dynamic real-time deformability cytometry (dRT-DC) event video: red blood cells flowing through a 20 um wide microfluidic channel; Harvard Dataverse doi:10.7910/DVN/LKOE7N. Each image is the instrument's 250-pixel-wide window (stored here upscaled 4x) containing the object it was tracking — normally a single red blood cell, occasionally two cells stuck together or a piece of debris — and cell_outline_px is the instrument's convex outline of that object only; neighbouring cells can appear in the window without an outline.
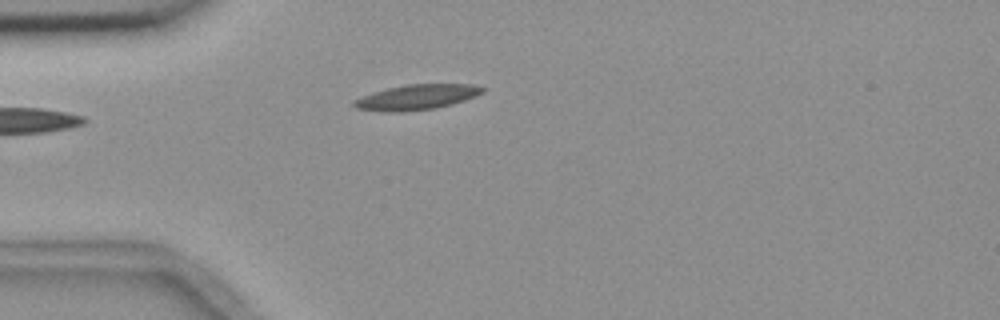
{"species": "common noctule bat (a hibernating species)", "species_latin": "Nyctalus noctula", "temperature_condition": "room temperature", "stored_images_in_passage": 5, "camera_frame_rate_fps": 3000, "um_per_image_px": 0.085, "animal": {"sex": "female", "body_mass_g": 18.4}, "frame": {"image": 1, "passage_image": 5, "time_ms": 4.667, "image_size_px": [1000, 320], "cell_outline_px": [[484, 92], [476, 96], [452, 104], [436, 108], [400, 112], [388, 112], [356, 108], [352, 104], [352, 100], [372, 92], [388, 88], [408, 84], [472, 84], [484, 88]], "centroid_in_image_um": [35.4, 8.26], "position_along_channel_um": 49.6, "area_um2": 18.84}}